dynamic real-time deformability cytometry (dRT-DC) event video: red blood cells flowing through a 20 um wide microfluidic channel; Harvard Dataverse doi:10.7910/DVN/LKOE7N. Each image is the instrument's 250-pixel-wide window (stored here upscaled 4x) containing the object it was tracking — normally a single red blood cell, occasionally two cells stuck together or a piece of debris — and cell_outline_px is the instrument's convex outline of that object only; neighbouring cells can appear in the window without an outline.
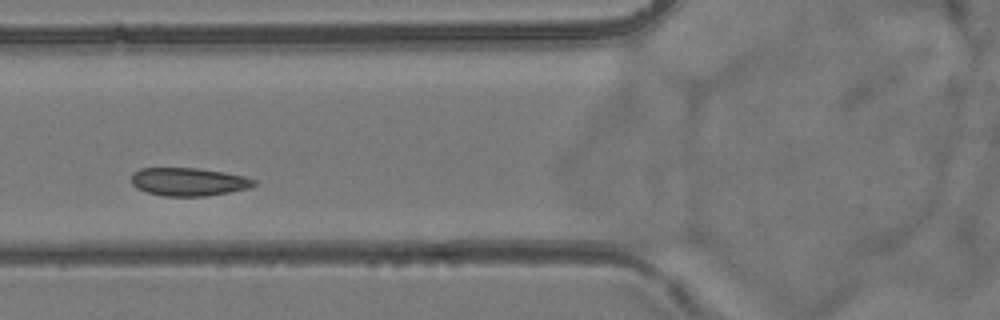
{"species": "common noctule bat (a hibernating species)", "species_latin": "Nyctalus noctula", "temperature_condition": "room temperature", "stored_images_in_passage": 8, "camera_frame_rate_fps": 3000, "um_per_image_px": 0.085, "animal": {"sex": "female", "body_mass_g": 24.6, "forearm_length_mm": 56.2}, "frame": {"image": 1, "passage_image": 6, "time_ms": 5.667, "image_size_px": [1000, 320], "cell_outline_px": [[256, 184], [248, 188], [228, 192], [204, 196], [164, 196], [144, 192], [136, 188], [132, 184], [132, 172], [140, 168], [200, 168], [224, 172], [244, 176], [256, 180]], "centroid_in_image_um": [15.99, 15.44], "position_along_channel_um": 109.8, "area_um2": 20.17}}
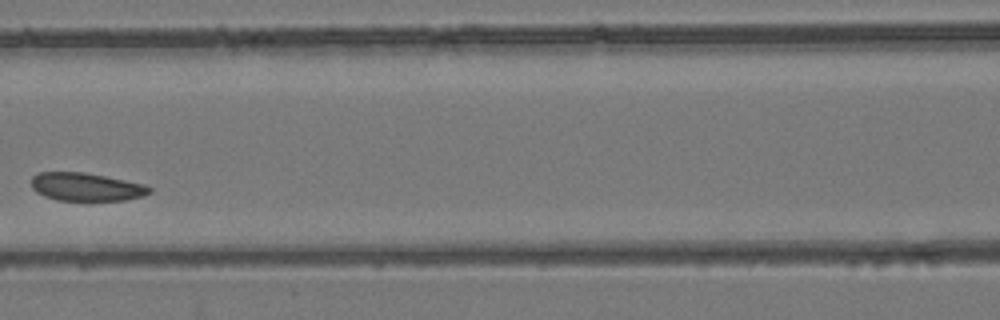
{"frame": {"image": 2, "passage_image": 7, "time_ms": 7.0, "image_size_px": [1000, 320], "cell_outline_px": [[152, 192], [144, 196], [124, 200], [56, 200], [44, 196], [36, 192], [32, 188], [32, 176], [36, 172], [84, 172], [144, 184], [152, 188]], "centroid_in_image_um": [7.31, 15.88], "position_along_channel_um": 159.3, "area_um2": 19.36}}
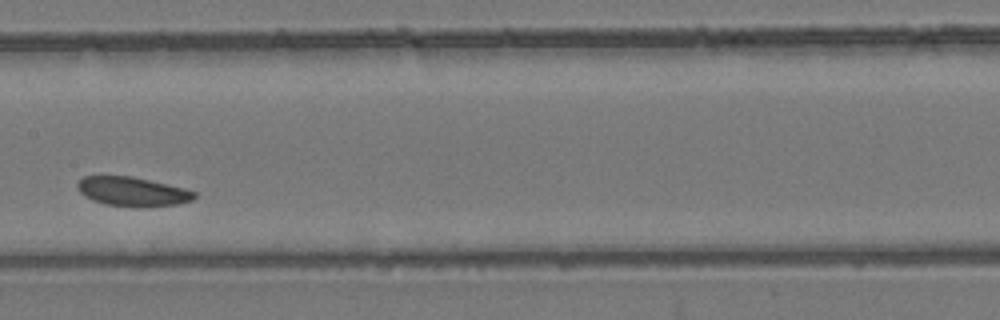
{"frame": {"image": 3, "passage_image": 8, "time_ms": 8.0, "image_size_px": [1000, 320], "cell_outline_px": [[196, 196], [192, 200], [176, 204], [104, 204], [92, 200], [84, 196], [76, 188], [76, 184], [84, 176], [132, 176], [184, 188], [196, 192]], "centroid_in_image_um": [11.2, 16.23], "position_along_channel_um": 196.2, "area_um2": 18.96}}